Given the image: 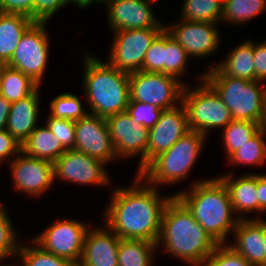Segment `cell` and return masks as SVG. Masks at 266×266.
Returning a JSON list of instances; mask_svg holds the SVG:
<instances>
[{"instance_id": "obj_1", "label": "cell", "mask_w": 266, "mask_h": 266, "mask_svg": "<svg viewBox=\"0 0 266 266\" xmlns=\"http://www.w3.org/2000/svg\"><path fill=\"white\" fill-rule=\"evenodd\" d=\"M134 180L131 187L114 189L104 211V224L120 239L157 243L164 208L174 195L161 197L160 190L139 174Z\"/></svg>"}, {"instance_id": "obj_2", "label": "cell", "mask_w": 266, "mask_h": 266, "mask_svg": "<svg viewBox=\"0 0 266 266\" xmlns=\"http://www.w3.org/2000/svg\"><path fill=\"white\" fill-rule=\"evenodd\" d=\"M160 244L172 257L192 266H200L218 245L177 196L164 208L157 248Z\"/></svg>"}, {"instance_id": "obj_3", "label": "cell", "mask_w": 266, "mask_h": 266, "mask_svg": "<svg viewBox=\"0 0 266 266\" xmlns=\"http://www.w3.org/2000/svg\"><path fill=\"white\" fill-rule=\"evenodd\" d=\"M217 244H227L240 220L234 213L227 186L219 178L196 181L189 190L174 194ZM236 216V217H234Z\"/></svg>"}, {"instance_id": "obj_4", "label": "cell", "mask_w": 266, "mask_h": 266, "mask_svg": "<svg viewBox=\"0 0 266 266\" xmlns=\"http://www.w3.org/2000/svg\"><path fill=\"white\" fill-rule=\"evenodd\" d=\"M83 64L89 113L107 118L126 111L130 100L129 74L90 54H86Z\"/></svg>"}, {"instance_id": "obj_5", "label": "cell", "mask_w": 266, "mask_h": 266, "mask_svg": "<svg viewBox=\"0 0 266 266\" xmlns=\"http://www.w3.org/2000/svg\"><path fill=\"white\" fill-rule=\"evenodd\" d=\"M206 136L189 131L170 149L154 158L140 173V177L156 188L162 184H175L186 179L198 161Z\"/></svg>"}, {"instance_id": "obj_6", "label": "cell", "mask_w": 266, "mask_h": 266, "mask_svg": "<svg viewBox=\"0 0 266 266\" xmlns=\"http://www.w3.org/2000/svg\"><path fill=\"white\" fill-rule=\"evenodd\" d=\"M217 92L235 121L258 123L266 100L261 81L234 77H203Z\"/></svg>"}, {"instance_id": "obj_7", "label": "cell", "mask_w": 266, "mask_h": 266, "mask_svg": "<svg viewBox=\"0 0 266 266\" xmlns=\"http://www.w3.org/2000/svg\"><path fill=\"white\" fill-rule=\"evenodd\" d=\"M199 84L189 88L185 84L182 92V104L185 106L189 128L207 136L209 129H224L233 119L230 110L217 92L199 77Z\"/></svg>"}, {"instance_id": "obj_8", "label": "cell", "mask_w": 266, "mask_h": 266, "mask_svg": "<svg viewBox=\"0 0 266 266\" xmlns=\"http://www.w3.org/2000/svg\"><path fill=\"white\" fill-rule=\"evenodd\" d=\"M184 86L183 81L164 73L133 72L129 74V101L156 105L161 110L172 109L181 104Z\"/></svg>"}, {"instance_id": "obj_9", "label": "cell", "mask_w": 266, "mask_h": 266, "mask_svg": "<svg viewBox=\"0 0 266 266\" xmlns=\"http://www.w3.org/2000/svg\"><path fill=\"white\" fill-rule=\"evenodd\" d=\"M47 23L34 22L22 35L15 52L6 64L30 77L39 86L49 59Z\"/></svg>"}, {"instance_id": "obj_10", "label": "cell", "mask_w": 266, "mask_h": 266, "mask_svg": "<svg viewBox=\"0 0 266 266\" xmlns=\"http://www.w3.org/2000/svg\"><path fill=\"white\" fill-rule=\"evenodd\" d=\"M164 29L145 28L115 31L108 63L128 74L141 71L147 50Z\"/></svg>"}, {"instance_id": "obj_11", "label": "cell", "mask_w": 266, "mask_h": 266, "mask_svg": "<svg viewBox=\"0 0 266 266\" xmlns=\"http://www.w3.org/2000/svg\"><path fill=\"white\" fill-rule=\"evenodd\" d=\"M88 226L79 220L57 219L32 241L48 253L79 263Z\"/></svg>"}, {"instance_id": "obj_12", "label": "cell", "mask_w": 266, "mask_h": 266, "mask_svg": "<svg viewBox=\"0 0 266 266\" xmlns=\"http://www.w3.org/2000/svg\"><path fill=\"white\" fill-rule=\"evenodd\" d=\"M117 159L141 155L136 174L147 166L149 129L137 124L127 111L106 118Z\"/></svg>"}, {"instance_id": "obj_13", "label": "cell", "mask_w": 266, "mask_h": 266, "mask_svg": "<svg viewBox=\"0 0 266 266\" xmlns=\"http://www.w3.org/2000/svg\"><path fill=\"white\" fill-rule=\"evenodd\" d=\"M53 164L54 179L84 186H108L111 182L105 163L75 149L66 150Z\"/></svg>"}, {"instance_id": "obj_14", "label": "cell", "mask_w": 266, "mask_h": 266, "mask_svg": "<svg viewBox=\"0 0 266 266\" xmlns=\"http://www.w3.org/2000/svg\"><path fill=\"white\" fill-rule=\"evenodd\" d=\"M10 166L14 189L31 197L46 193L55 181L53 162L31 157L23 151L16 155Z\"/></svg>"}, {"instance_id": "obj_15", "label": "cell", "mask_w": 266, "mask_h": 266, "mask_svg": "<svg viewBox=\"0 0 266 266\" xmlns=\"http://www.w3.org/2000/svg\"><path fill=\"white\" fill-rule=\"evenodd\" d=\"M74 149L106 165L117 159L106 118L88 113L82 119L75 121Z\"/></svg>"}, {"instance_id": "obj_16", "label": "cell", "mask_w": 266, "mask_h": 266, "mask_svg": "<svg viewBox=\"0 0 266 266\" xmlns=\"http://www.w3.org/2000/svg\"><path fill=\"white\" fill-rule=\"evenodd\" d=\"M218 23L191 22L181 19L173 25H166V31L185 49L190 58H203L218 51L220 34Z\"/></svg>"}, {"instance_id": "obj_17", "label": "cell", "mask_w": 266, "mask_h": 266, "mask_svg": "<svg viewBox=\"0 0 266 266\" xmlns=\"http://www.w3.org/2000/svg\"><path fill=\"white\" fill-rule=\"evenodd\" d=\"M158 0H110L107 5L109 28L119 30L165 28L151 9Z\"/></svg>"}, {"instance_id": "obj_18", "label": "cell", "mask_w": 266, "mask_h": 266, "mask_svg": "<svg viewBox=\"0 0 266 266\" xmlns=\"http://www.w3.org/2000/svg\"><path fill=\"white\" fill-rule=\"evenodd\" d=\"M189 131L188 116L182 102L175 108L163 110L158 122L149 130L147 165Z\"/></svg>"}, {"instance_id": "obj_19", "label": "cell", "mask_w": 266, "mask_h": 266, "mask_svg": "<svg viewBox=\"0 0 266 266\" xmlns=\"http://www.w3.org/2000/svg\"><path fill=\"white\" fill-rule=\"evenodd\" d=\"M97 228V229H96ZM120 238L105 224L88 228L83 246L81 266H118Z\"/></svg>"}, {"instance_id": "obj_20", "label": "cell", "mask_w": 266, "mask_h": 266, "mask_svg": "<svg viewBox=\"0 0 266 266\" xmlns=\"http://www.w3.org/2000/svg\"><path fill=\"white\" fill-rule=\"evenodd\" d=\"M234 242L229 244L238 254L247 259L252 266H266L264 246V219H240L233 231Z\"/></svg>"}, {"instance_id": "obj_21", "label": "cell", "mask_w": 266, "mask_h": 266, "mask_svg": "<svg viewBox=\"0 0 266 266\" xmlns=\"http://www.w3.org/2000/svg\"><path fill=\"white\" fill-rule=\"evenodd\" d=\"M39 90L38 88L28 97L11 104L6 130L21 145L37 128L40 109Z\"/></svg>"}, {"instance_id": "obj_22", "label": "cell", "mask_w": 266, "mask_h": 266, "mask_svg": "<svg viewBox=\"0 0 266 266\" xmlns=\"http://www.w3.org/2000/svg\"><path fill=\"white\" fill-rule=\"evenodd\" d=\"M253 41H244L237 45L226 60L215 66L210 65L203 77H234L255 80Z\"/></svg>"}, {"instance_id": "obj_23", "label": "cell", "mask_w": 266, "mask_h": 266, "mask_svg": "<svg viewBox=\"0 0 266 266\" xmlns=\"http://www.w3.org/2000/svg\"><path fill=\"white\" fill-rule=\"evenodd\" d=\"M227 186L232 207L235 215L239 219H248L244 214L250 212H258V191H257V174H243L240 177L234 178L232 175L218 176ZM241 214H243L241 216Z\"/></svg>"}, {"instance_id": "obj_24", "label": "cell", "mask_w": 266, "mask_h": 266, "mask_svg": "<svg viewBox=\"0 0 266 266\" xmlns=\"http://www.w3.org/2000/svg\"><path fill=\"white\" fill-rule=\"evenodd\" d=\"M33 23L23 14L0 12V62L6 65L10 61L22 35Z\"/></svg>"}, {"instance_id": "obj_25", "label": "cell", "mask_w": 266, "mask_h": 266, "mask_svg": "<svg viewBox=\"0 0 266 266\" xmlns=\"http://www.w3.org/2000/svg\"><path fill=\"white\" fill-rule=\"evenodd\" d=\"M21 151L34 158L55 162L66 149L46 126H37L21 145Z\"/></svg>"}, {"instance_id": "obj_26", "label": "cell", "mask_w": 266, "mask_h": 266, "mask_svg": "<svg viewBox=\"0 0 266 266\" xmlns=\"http://www.w3.org/2000/svg\"><path fill=\"white\" fill-rule=\"evenodd\" d=\"M3 98L13 103L34 93L40 86L21 71L4 65L0 74Z\"/></svg>"}, {"instance_id": "obj_27", "label": "cell", "mask_w": 266, "mask_h": 266, "mask_svg": "<svg viewBox=\"0 0 266 266\" xmlns=\"http://www.w3.org/2000/svg\"><path fill=\"white\" fill-rule=\"evenodd\" d=\"M156 243L145 240L120 239L118 266H152Z\"/></svg>"}, {"instance_id": "obj_28", "label": "cell", "mask_w": 266, "mask_h": 266, "mask_svg": "<svg viewBox=\"0 0 266 266\" xmlns=\"http://www.w3.org/2000/svg\"><path fill=\"white\" fill-rule=\"evenodd\" d=\"M265 9L266 0H223L221 22L245 25Z\"/></svg>"}, {"instance_id": "obj_29", "label": "cell", "mask_w": 266, "mask_h": 266, "mask_svg": "<svg viewBox=\"0 0 266 266\" xmlns=\"http://www.w3.org/2000/svg\"><path fill=\"white\" fill-rule=\"evenodd\" d=\"M222 10L223 0H184L179 19L218 23L222 18Z\"/></svg>"}, {"instance_id": "obj_30", "label": "cell", "mask_w": 266, "mask_h": 266, "mask_svg": "<svg viewBox=\"0 0 266 266\" xmlns=\"http://www.w3.org/2000/svg\"><path fill=\"white\" fill-rule=\"evenodd\" d=\"M222 131V142L228 159L247 143L259 131V128L258 123L232 120Z\"/></svg>"}, {"instance_id": "obj_31", "label": "cell", "mask_w": 266, "mask_h": 266, "mask_svg": "<svg viewBox=\"0 0 266 266\" xmlns=\"http://www.w3.org/2000/svg\"><path fill=\"white\" fill-rule=\"evenodd\" d=\"M265 136L258 131L247 143L242 145L239 150L234 152L228 161L231 164L246 166L261 165L266 161V142Z\"/></svg>"}, {"instance_id": "obj_32", "label": "cell", "mask_w": 266, "mask_h": 266, "mask_svg": "<svg viewBox=\"0 0 266 266\" xmlns=\"http://www.w3.org/2000/svg\"><path fill=\"white\" fill-rule=\"evenodd\" d=\"M50 110V116L72 121H78L89 113L83 109L80 98L69 92L59 94L51 100Z\"/></svg>"}, {"instance_id": "obj_33", "label": "cell", "mask_w": 266, "mask_h": 266, "mask_svg": "<svg viewBox=\"0 0 266 266\" xmlns=\"http://www.w3.org/2000/svg\"><path fill=\"white\" fill-rule=\"evenodd\" d=\"M190 56L185 49L165 29V74L181 81L186 72ZM186 67V68H185Z\"/></svg>"}, {"instance_id": "obj_34", "label": "cell", "mask_w": 266, "mask_h": 266, "mask_svg": "<svg viewBox=\"0 0 266 266\" xmlns=\"http://www.w3.org/2000/svg\"><path fill=\"white\" fill-rule=\"evenodd\" d=\"M34 245H21L17 257L22 261V266H70L72 263L62 257L44 251L34 241Z\"/></svg>"}, {"instance_id": "obj_35", "label": "cell", "mask_w": 266, "mask_h": 266, "mask_svg": "<svg viewBox=\"0 0 266 266\" xmlns=\"http://www.w3.org/2000/svg\"><path fill=\"white\" fill-rule=\"evenodd\" d=\"M0 202V261L10 257H16L21 243H18V235L8 212ZM0 262V263H1Z\"/></svg>"}, {"instance_id": "obj_36", "label": "cell", "mask_w": 266, "mask_h": 266, "mask_svg": "<svg viewBox=\"0 0 266 266\" xmlns=\"http://www.w3.org/2000/svg\"><path fill=\"white\" fill-rule=\"evenodd\" d=\"M200 266H252L228 244H218Z\"/></svg>"}, {"instance_id": "obj_37", "label": "cell", "mask_w": 266, "mask_h": 266, "mask_svg": "<svg viewBox=\"0 0 266 266\" xmlns=\"http://www.w3.org/2000/svg\"><path fill=\"white\" fill-rule=\"evenodd\" d=\"M141 71L165 74V29L147 50Z\"/></svg>"}, {"instance_id": "obj_38", "label": "cell", "mask_w": 266, "mask_h": 266, "mask_svg": "<svg viewBox=\"0 0 266 266\" xmlns=\"http://www.w3.org/2000/svg\"><path fill=\"white\" fill-rule=\"evenodd\" d=\"M126 111L134 122L149 130L158 122L163 112L156 105H149L139 101H129Z\"/></svg>"}, {"instance_id": "obj_39", "label": "cell", "mask_w": 266, "mask_h": 266, "mask_svg": "<svg viewBox=\"0 0 266 266\" xmlns=\"http://www.w3.org/2000/svg\"><path fill=\"white\" fill-rule=\"evenodd\" d=\"M46 125L66 150L74 149L75 146V121L55 118L48 115Z\"/></svg>"}, {"instance_id": "obj_40", "label": "cell", "mask_w": 266, "mask_h": 266, "mask_svg": "<svg viewBox=\"0 0 266 266\" xmlns=\"http://www.w3.org/2000/svg\"><path fill=\"white\" fill-rule=\"evenodd\" d=\"M67 4L66 0H35L34 13L30 18L34 22L47 23L54 13Z\"/></svg>"}, {"instance_id": "obj_41", "label": "cell", "mask_w": 266, "mask_h": 266, "mask_svg": "<svg viewBox=\"0 0 266 266\" xmlns=\"http://www.w3.org/2000/svg\"><path fill=\"white\" fill-rule=\"evenodd\" d=\"M20 152L21 144H19L6 129L0 130V165L6 158H10L9 161L11 162L15 158L14 155H18Z\"/></svg>"}, {"instance_id": "obj_42", "label": "cell", "mask_w": 266, "mask_h": 266, "mask_svg": "<svg viewBox=\"0 0 266 266\" xmlns=\"http://www.w3.org/2000/svg\"><path fill=\"white\" fill-rule=\"evenodd\" d=\"M35 0H0L1 13L23 14L31 17Z\"/></svg>"}, {"instance_id": "obj_43", "label": "cell", "mask_w": 266, "mask_h": 266, "mask_svg": "<svg viewBox=\"0 0 266 266\" xmlns=\"http://www.w3.org/2000/svg\"><path fill=\"white\" fill-rule=\"evenodd\" d=\"M255 80L266 81V40L255 43L253 42Z\"/></svg>"}, {"instance_id": "obj_44", "label": "cell", "mask_w": 266, "mask_h": 266, "mask_svg": "<svg viewBox=\"0 0 266 266\" xmlns=\"http://www.w3.org/2000/svg\"><path fill=\"white\" fill-rule=\"evenodd\" d=\"M258 212L266 211V174H257Z\"/></svg>"}, {"instance_id": "obj_45", "label": "cell", "mask_w": 266, "mask_h": 266, "mask_svg": "<svg viewBox=\"0 0 266 266\" xmlns=\"http://www.w3.org/2000/svg\"><path fill=\"white\" fill-rule=\"evenodd\" d=\"M11 104L12 103L6 100L5 98H0V130L6 129Z\"/></svg>"}, {"instance_id": "obj_46", "label": "cell", "mask_w": 266, "mask_h": 266, "mask_svg": "<svg viewBox=\"0 0 266 266\" xmlns=\"http://www.w3.org/2000/svg\"><path fill=\"white\" fill-rule=\"evenodd\" d=\"M259 131L266 137V100L262 109L261 117L258 122Z\"/></svg>"}, {"instance_id": "obj_47", "label": "cell", "mask_w": 266, "mask_h": 266, "mask_svg": "<svg viewBox=\"0 0 266 266\" xmlns=\"http://www.w3.org/2000/svg\"><path fill=\"white\" fill-rule=\"evenodd\" d=\"M67 3H74L80 9H85L86 7L90 6L93 3H99V0H66Z\"/></svg>"}, {"instance_id": "obj_48", "label": "cell", "mask_w": 266, "mask_h": 266, "mask_svg": "<svg viewBox=\"0 0 266 266\" xmlns=\"http://www.w3.org/2000/svg\"><path fill=\"white\" fill-rule=\"evenodd\" d=\"M264 246L266 249V220L264 219Z\"/></svg>"}, {"instance_id": "obj_49", "label": "cell", "mask_w": 266, "mask_h": 266, "mask_svg": "<svg viewBox=\"0 0 266 266\" xmlns=\"http://www.w3.org/2000/svg\"><path fill=\"white\" fill-rule=\"evenodd\" d=\"M108 1H110V0H99V4L107 3Z\"/></svg>"}, {"instance_id": "obj_50", "label": "cell", "mask_w": 266, "mask_h": 266, "mask_svg": "<svg viewBox=\"0 0 266 266\" xmlns=\"http://www.w3.org/2000/svg\"><path fill=\"white\" fill-rule=\"evenodd\" d=\"M4 63L0 62V74H1V71H2V68L4 67Z\"/></svg>"}, {"instance_id": "obj_51", "label": "cell", "mask_w": 266, "mask_h": 266, "mask_svg": "<svg viewBox=\"0 0 266 266\" xmlns=\"http://www.w3.org/2000/svg\"><path fill=\"white\" fill-rule=\"evenodd\" d=\"M3 97V94H2V88H1V83H0V98Z\"/></svg>"}, {"instance_id": "obj_52", "label": "cell", "mask_w": 266, "mask_h": 266, "mask_svg": "<svg viewBox=\"0 0 266 266\" xmlns=\"http://www.w3.org/2000/svg\"><path fill=\"white\" fill-rule=\"evenodd\" d=\"M70 266H81L79 263H72Z\"/></svg>"}, {"instance_id": "obj_53", "label": "cell", "mask_w": 266, "mask_h": 266, "mask_svg": "<svg viewBox=\"0 0 266 266\" xmlns=\"http://www.w3.org/2000/svg\"><path fill=\"white\" fill-rule=\"evenodd\" d=\"M0 266H1V264H0ZM2 266H4V265L2 264ZM5 266H17V265L16 264H14V265L10 264V265H5Z\"/></svg>"}]
</instances>
